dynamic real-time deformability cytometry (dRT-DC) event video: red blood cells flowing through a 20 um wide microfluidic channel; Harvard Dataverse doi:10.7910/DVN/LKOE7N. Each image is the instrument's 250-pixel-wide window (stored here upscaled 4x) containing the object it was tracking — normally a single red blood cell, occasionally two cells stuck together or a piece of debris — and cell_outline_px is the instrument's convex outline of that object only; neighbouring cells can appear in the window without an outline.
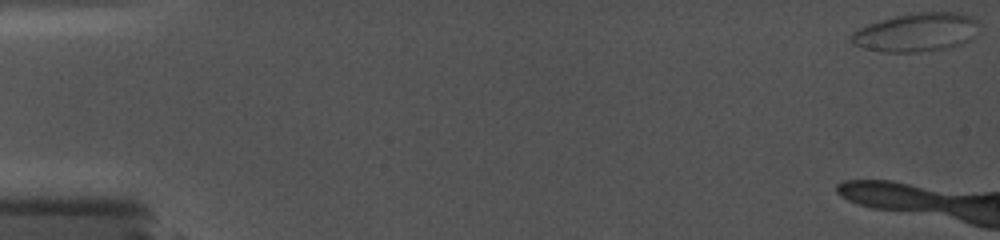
{"species": "common noctule bat (a hibernating species)", "species_latin": "Nyctalus noctula", "temperature_condition": "cold", "stored_images_in_passage": 10, "camera_frame_rate_fps": 5000, "um_per_image_px": 0.085, "animal": {"sex": "female", "body_mass_g": 19.0, "forearm_length_mm": 56.7}, "frame": {"image": 1, "passage_image": 1, "time_ms": 0.0, "image_size_px": [1000, 240], "cell_outline_px": [[980, 24], [976, 36], [972, 40], [952, 48], [916, 52], [884, 52], [864, 48], [852, 44], [848, 40], [848, 36], [852, 32], [868, 24], [880, 20], [912, 12], [956, 12], [976, 16]], "centroid_in_image_um": [77.95, 2.74], "position_along_channel_um": 7.0, "area_um2": 29.54}}